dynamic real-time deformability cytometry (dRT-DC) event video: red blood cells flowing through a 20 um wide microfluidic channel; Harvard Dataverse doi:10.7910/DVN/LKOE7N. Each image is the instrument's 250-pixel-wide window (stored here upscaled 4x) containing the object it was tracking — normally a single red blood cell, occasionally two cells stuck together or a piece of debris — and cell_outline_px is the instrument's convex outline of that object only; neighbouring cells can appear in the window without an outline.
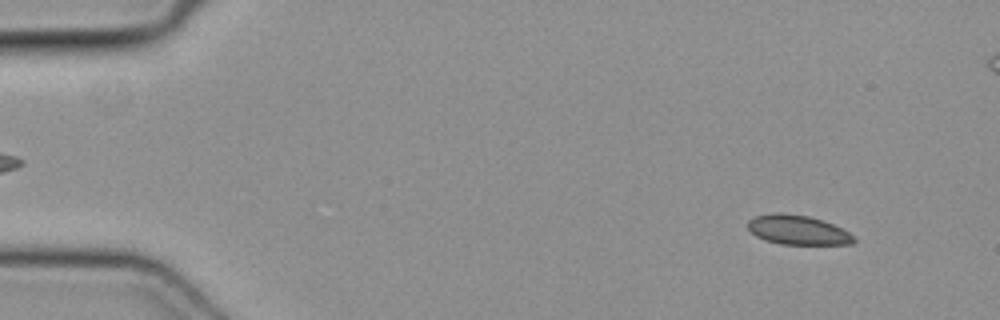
{"species": "common noctule bat (a hibernating species)", "species_latin": "Nyctalus noctula", "temperature_condition": "cold", "stored_images_in_passage": 53, "camera_frame_rate_fps": 3000, "um_per_image_px": 0.085, "animal": {"sex": "female", "body_mass_g": 19.3, "forearm_length_mm": 54.1}, "frame": {"image": 1, "passage_image": 5, "time_ms": 1.333, "image_size_px": [1000, 320], "cell_outline_px": [[856, 240], [852, 244], [780, 244], [764, 240], [756, 236], [748, 228], [748, 220], [756, 216], [776, 212], [784, 212], [808, 216], [832, 224], [848, 232]], "centroid_in_image_um": [67.77, 19.54], "position_along_channel_um": 17.2, "area_um2": 18.03}}
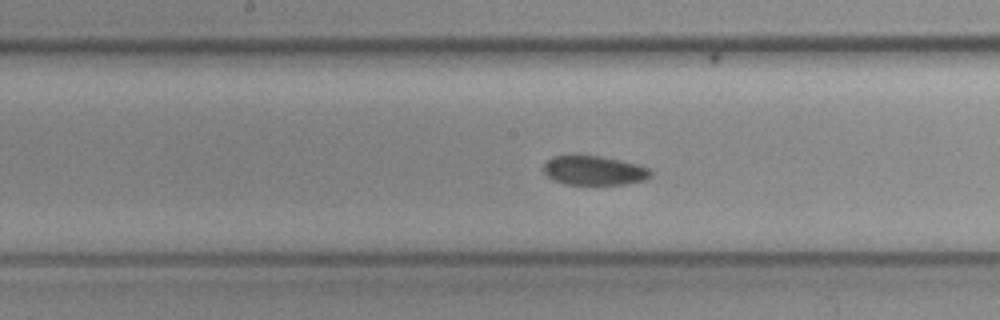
{"frame": {"image": 2, "passage_image": 28, "time_ms": 9.0, "image_size_px": [1000, 320], "cell_outline_px": [[652, 176], [644, 180], [628, 184], [564, 184], [552, 180], [540, 168], [552, 156], [600, 156], [620, 160], [636, 164], [648, 168], [652, 172]], "centroid_in_image_um": [50.48, 14.5], "position_along_channel_um": 197.7, "area_um2": 18.26}}
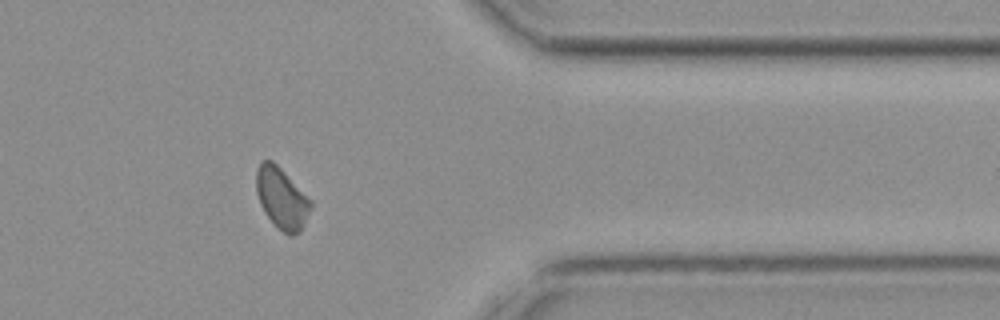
{"frame": {"image": 3, "passage_image": 43, "time_ms": 14.0, "image_size_px": [1000, 320], "cell_outline_px": [[312, 208], [300, 232], [292, 236], [288, 236], [264, 212], [260, 204], [256, 192], [256, 168], [260, 160], [272, 160], [312, 200]], "centroid_in_image_um": [23.95, 16.83], "position_along_channel_um": 387.5, "area_um2": 19.36}}